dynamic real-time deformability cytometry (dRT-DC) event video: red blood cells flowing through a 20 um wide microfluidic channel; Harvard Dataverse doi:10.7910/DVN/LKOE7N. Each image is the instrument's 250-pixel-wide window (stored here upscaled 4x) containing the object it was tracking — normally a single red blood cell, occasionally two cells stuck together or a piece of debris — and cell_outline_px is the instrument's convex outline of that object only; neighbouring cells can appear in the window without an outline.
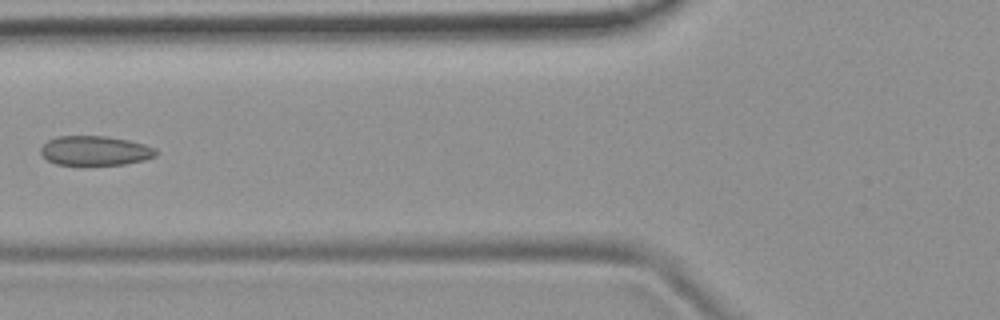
{"species": "common noctule bat (a hibernating species)", "species_latin": "Nyctalus noctula", "temperature_condition": "room temperature", "stored_images_in_passage": 6, "camera_frame_rate_fps": 3000, "um_per_image_px": 0.085, "animal": {"sex": "female", "body_mass_g": 19.9}, "frame": {"image": 1, "passage_image": 5, "time_ms": 5.667, "image_size_px": [1000, 320], "cell_outline_px": [[160, 152], [156, 156], [144, 160], [124, 164], [56, 164], [48, 160], [40, 152], [40, 148], [48, 140], [56, 136], [108, 136], [128, 140], [144, 144], [156, 148]], "centroid_in_image_um": [8.12, 12.79], "position_along_channel_um": 117.7, "area_um2": 19.77}}
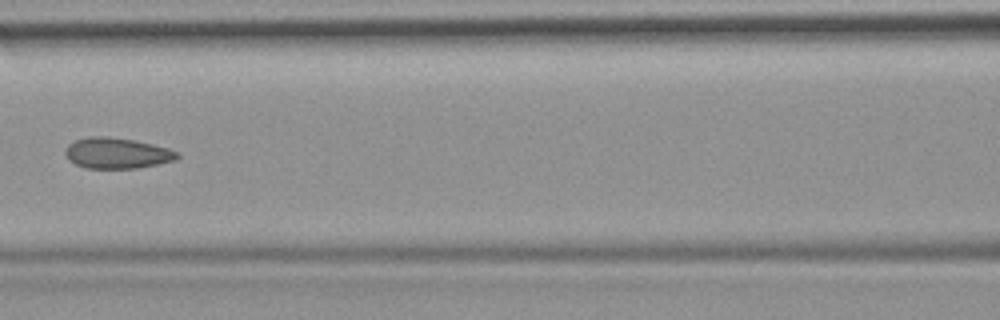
{"frame": {"image": 2, "passage_image": 6, "time_ms": 6.667, "image_size_px": [1000, 320], "cell_outline_px": [[180, 156], [176, 160], [136, 168], [88, 168], [76, 164], [68, 160], [64, 152], [64, 148], [68, 144], [76, 140], [92, 136], [104, 136], [132, 140], [152, 144], [168, 148], [180, 152]], "centroid_in_image_um": [9.93, 13.02], "position_along_channel_um": 156.7, "area_um2": 20.0}}